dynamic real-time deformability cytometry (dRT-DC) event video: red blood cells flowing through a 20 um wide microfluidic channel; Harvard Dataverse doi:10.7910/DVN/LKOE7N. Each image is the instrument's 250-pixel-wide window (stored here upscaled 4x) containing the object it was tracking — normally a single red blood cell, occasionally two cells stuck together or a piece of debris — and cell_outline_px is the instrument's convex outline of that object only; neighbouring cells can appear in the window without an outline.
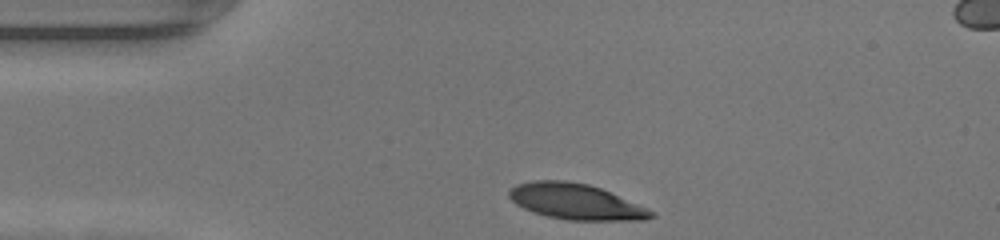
{"species": "human", "species_latin": "Homo sapiens", "temperature_condition": "warm", "stored_images_in_passage": 28, "camera_frame_rate_fps": 3000, "um_per_image_px": 0.085, "donor": {"sex": "female"}, "frame": {"image": 1, "passage_image": 1, "time_ms": 0.0, "image_size_px": [1000, 240], "cell_outline_px": [[656, 216], [644, 220], [568, 220], [548, 216], [532, 212], [516, 204], [508, 196], [508, 188], [516, 184], [532, 180], [564, 180], [588, 184], [600, 188], [648, 208], [656, 212]], "centroid_in_image_um": [48.92, 17.13], "position_along_channel_um": 36.1, "area_um2": 29.65}}
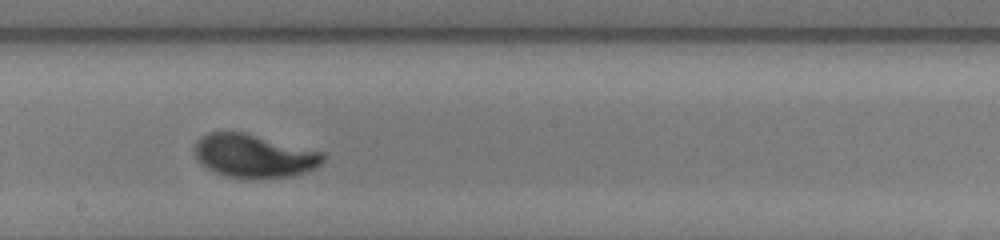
{"frame": {"image": 2, "passage_image": 17, "time_ms": 5.333, "image_size_px": [1000, 240], "cell_outline_px": [[324, 160], [316, 168], [292, 176], [248, 180], [228, 176], [216, 172], [200, 164], [196, 160], [196, 140], [200, 136], [208, 132], [244, 132], [324, 152]], "centroid_in_image_um": [21.59, 13.26], "position_along_channel_um": 226.6, "area_um2": 32.66}}
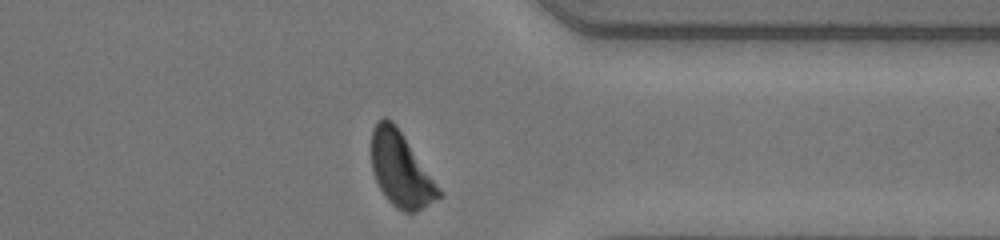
{"frame": {"image": 3, "passage_image": 28, "time_ms": 9.0, "image_size_px": [1000, 240], "cell_outline_px": [[444, 192], [440, 196], [424, 208], [416, 212], [404, 212], [396, 208], [388, 200], [380, 188], [372, 172], [372, 128], [376, 120], [384, 116], [392, 120], [396, 124]], "centroid_in_image_um": [34.08, 14.39], "position_along_channel_um": 377.3, "area_um2": 29.48}, "authors_computed_cell_mechanics": {"area_um2": 31.6455, "velocity_mm_per_s": 4.2953, "shape_relaxation_time_tau1_ms": 2.5289, "shape_relaxation_time_tau2_ms": null, "deformation_change_tau1": 0.1664, "deformation_change_tau2": null}}